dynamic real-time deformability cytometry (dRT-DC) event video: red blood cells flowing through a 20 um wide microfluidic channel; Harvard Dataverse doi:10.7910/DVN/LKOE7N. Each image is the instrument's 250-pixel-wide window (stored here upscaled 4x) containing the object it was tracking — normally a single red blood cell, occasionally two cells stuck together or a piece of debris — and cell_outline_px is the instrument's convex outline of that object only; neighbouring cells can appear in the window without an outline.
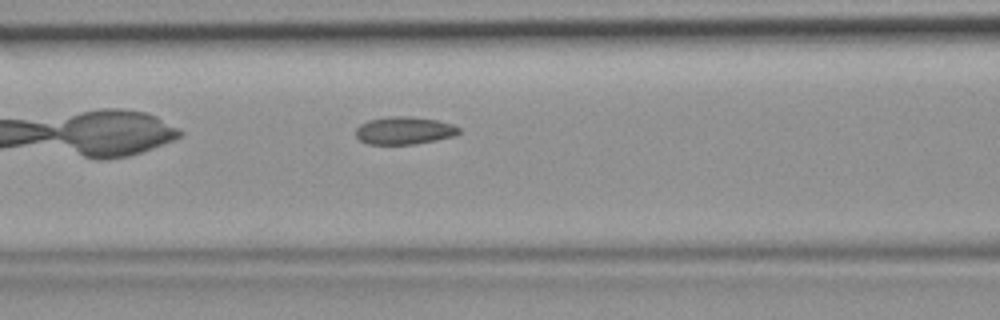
{"species": "common noctule bat (a hibernating species)", "species_latin": "Nyctalus noctula", "temperature_condition": "room temperature", "stored_images_in_passage": 32, "camera_frame_rate_fps": 3000, "um_per_image_px": 0.085, "animal": {"sex": "female", "body_mass_g": 19.9}, "frame": {"image": 1, "passage_image": 5, "time_ms": 1.333, "image_size_px": [1000, 320], "cell_outline_px": [[460, 132], [456, 136], [416, 144], [368, 144], [360, 140], [356, 136], [356, 128], [360, 124], [368, 120], [388, 116], [412, 116], [436, 120], [452, 124], [460, 128]], "centroid_in_image_um": [34.37, 11.09], "position_along_channel_um": 132.2, "area_um2": 16.76}}
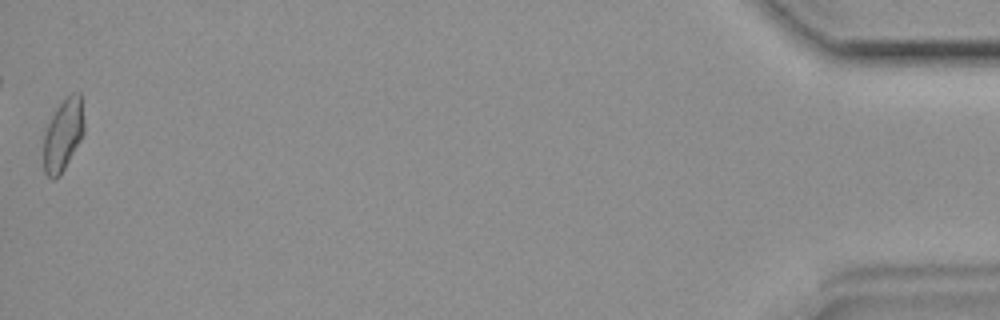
{"frame": {"image": 2, "passage_image": 32, "time_ms": 10.333, "image_size_px": [1000, 320], "cell_outline_px": [[84, 132], [80, 140], [60, 176], [52, 180], [44, 172], [44, 132], [56, 108], [72, 92], [80, 92], [84, 120]], "centroid_in_image_um": [5.36, 11.46], "position_along_channel_um": 429.8, "area_um2": 16.88}}